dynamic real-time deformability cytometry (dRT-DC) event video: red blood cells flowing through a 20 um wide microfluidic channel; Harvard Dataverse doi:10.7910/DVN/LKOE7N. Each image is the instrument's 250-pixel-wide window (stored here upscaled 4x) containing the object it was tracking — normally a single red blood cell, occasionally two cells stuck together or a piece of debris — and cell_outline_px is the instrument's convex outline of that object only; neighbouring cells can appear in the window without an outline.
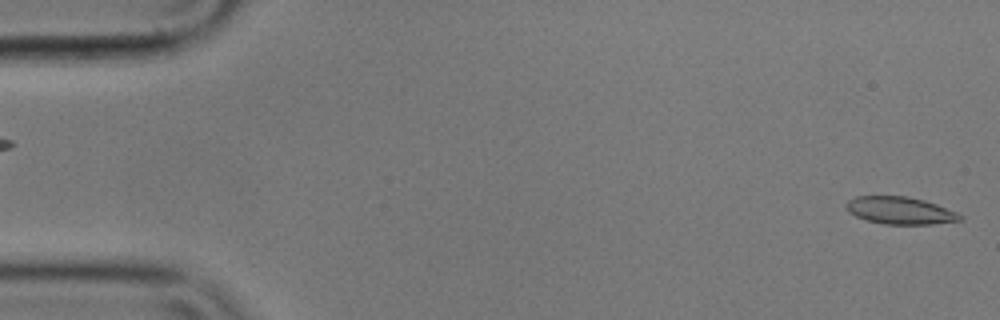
{"species": "common noctule bat (a hibernating species)", "species_latin": "Nyctalus noctula", "temperature_condition": "cold", "stored_images_in_passage": 56, "camera_frame_rate_fps": 3000, "um_per_image_px": 0.085, "animal": {"sex": "male", "body_mass_g": 17.9}, "frame": {"image": 1, "passage_image": 1, "time_ms": 0.0, "image_size_px": [1000, 320], "cell_outline_px": [[964, 220], [932, 224], [884, 224], [868, 220], [856, 216], [848, 212], [844, 208], [844, 204], [848, 200], [856, 196], [908, 196], [924, 200], [936, 204], [956, 212], [964, 216]], "centroid_in_image_um": [76.5, 17.89], "position_along_channel_um": 8.5, "area_um2": 18.26}}
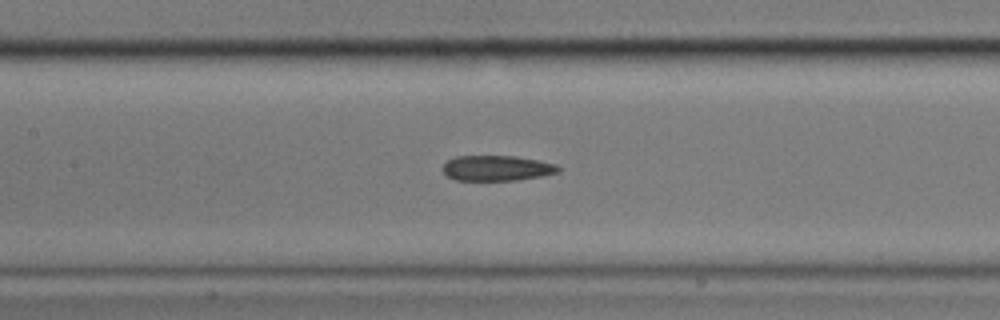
{"frame": {"image": 2, "passage_image": 25, "time_ms": 8.0, "image_size_px": [1000, 320], "cell_outline_px": [[560, 172], [540, 176], [516, 180], [456, 180], [448, 176], [440, 168], [448, 160], [456, 156], [516, 156], [556, 164], [560, 168]], "centroid_in_image_um": [42.21, 14.29], "position_along_channel_um": 165.2, "area_um2": 16.99}}
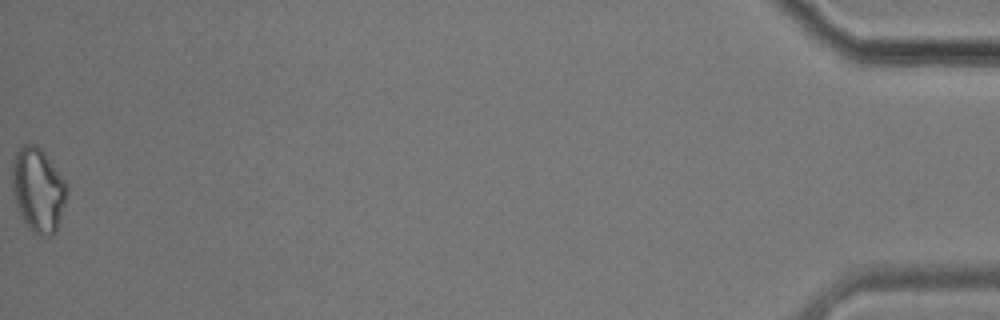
{"frame": {"image": 3, "passage_image": 56, "time_ms": 18.333, "image_size_px": [1000, 320], "cell_outline_px": [[68, 188], [64, 204], [56, 232], [48, 236], [44, 236], [28, 228], [20, 216], [12, 192], [12, 164], [16, 152], [24, 144], [36, 144], [40, 148], [64, 180]], "centroid_in_image_um": [3.21, 16.15], "position_along_channel_um": 432.0, "area_um2": 26.47}, "authors_computed_cell_mechanics": {"area_um2": 18.2648, "velocity_mm_per_s": 3.5469, "shape_relaxation_time_tau1_ms": null, "shape_relaxation_time_tau2_ms": 4.6969, "deformation_change_tau1": null, "deformation_change_tau2": 0.1288}}